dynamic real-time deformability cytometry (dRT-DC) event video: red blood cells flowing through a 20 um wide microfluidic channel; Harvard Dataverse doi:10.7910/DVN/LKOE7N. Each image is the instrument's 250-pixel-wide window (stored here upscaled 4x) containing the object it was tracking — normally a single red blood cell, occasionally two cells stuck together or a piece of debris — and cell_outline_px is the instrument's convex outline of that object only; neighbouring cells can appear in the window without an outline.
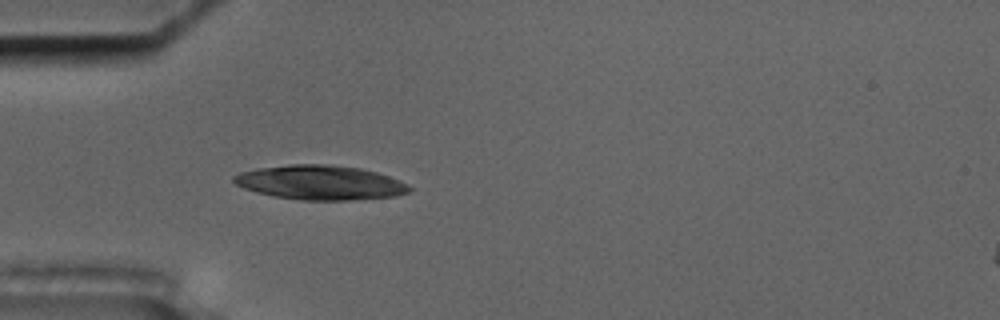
{"species": "common noctule bat (a hibernating species)", "species_latin": "Nyctalus noctula", "temperature_condition": "cold", "stored_images_in_passage": 57, "camera_frame_rate_fps": 3000, "um_per_image_px": 0.085, "animal": {"sex": "male", "body_mass_g": 17.5, "forearm_length_mm": 52.3}, "frame": {"image": 1, "passage_image": 17, "time_ms": 5.333, "image_size_px": [1000, 320], "cell_outline_px": [[412, 188], [408, 192], [396, 196], [348, 200], [300, 200], [272, 196], [256, 192], [244, 188], [236, 184], [232, 180], [232, 176], [240, 172], [256, 168], [288, 164], [328, 164], [360, 168], [376, 172], [388, 176], [408, 184]], "centroid_in_image_um": [27.18, 15.51], "position_along_channel_um": 57.8, "area_um2": 35.32}}
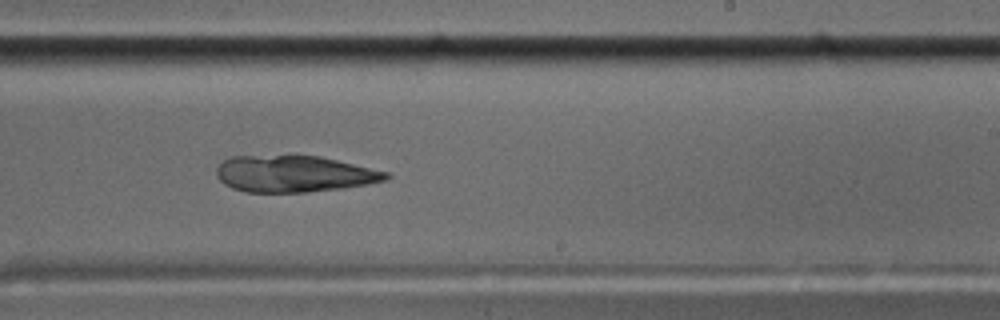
{"frame": {"image": 2, "passage_image": 35, "time_ms": 11.333, "image_size_px": [1000, 320], "cell_outline_px": [[392, 176], [384, 180], [344, 188], [308, 192], [244, 192], [232, 188], [224, 184], [216, 176], [216, 168], [224, 160], [232, 156], [320, 156], [388, 172]], "centroid_in_image_um": [24.96, 14.78], "position_along_channel_um": 264.0, "area_um2": 35.89}}
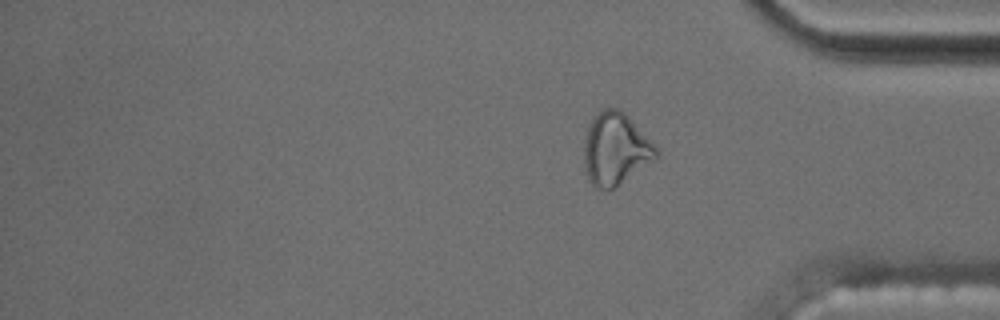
{"frame": {"image": 3, "passage_image": 57, "time_ms": 18.667, "image_size_px": [1000, 320], "cell_outline_px": [[660, 156], [656, 160], [612, 188], [596, 188], [588, 180], [584, 168], [584, 136], [592, 116], [600, 108], [620, 108], [628, 116], [660, 152]], "centroid_in_image_um": [52.29, 12.63], "position_along_channel_um": 382.9, "area_um2": 30.46}}